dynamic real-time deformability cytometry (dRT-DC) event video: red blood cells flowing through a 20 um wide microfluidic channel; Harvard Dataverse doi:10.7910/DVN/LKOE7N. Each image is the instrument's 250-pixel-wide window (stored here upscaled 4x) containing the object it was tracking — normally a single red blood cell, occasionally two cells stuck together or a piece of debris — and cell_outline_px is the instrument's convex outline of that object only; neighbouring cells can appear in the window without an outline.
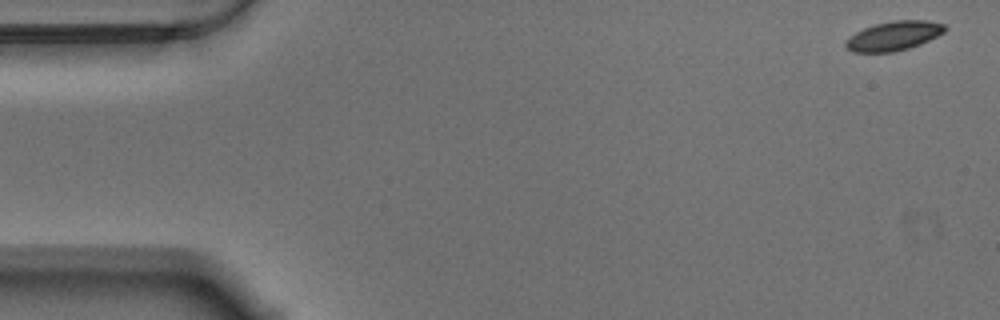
{"species": "Egyptian fruit bat (a non-hibernating species)", "species_latin": "Rousettus aegyptiacus", "temperature_condition": "warm", "stored_images_in_passage": 54, "camera_frame_rate_fps": 3000, "um_per_image_px": 0.085, "animal": {"sex": "male"}, "frame": {"image": 1, "passage_image": 1, "time_ms": 0.0, "image_size_px": [1000, 320], "cell_outline_px": [[948, 28], [944, 32], [920, 44], [908, 48], [892, 52], [852, 52], [844, 44], [844, 40], [856, 32], [864, 28], [876, 24], [892, 20], [924, 20], [944, 24]], "centroid_in_image_um": [75.95, 3.04], "position_along_channel_um": 9.0, "area_um2": 16.82}}
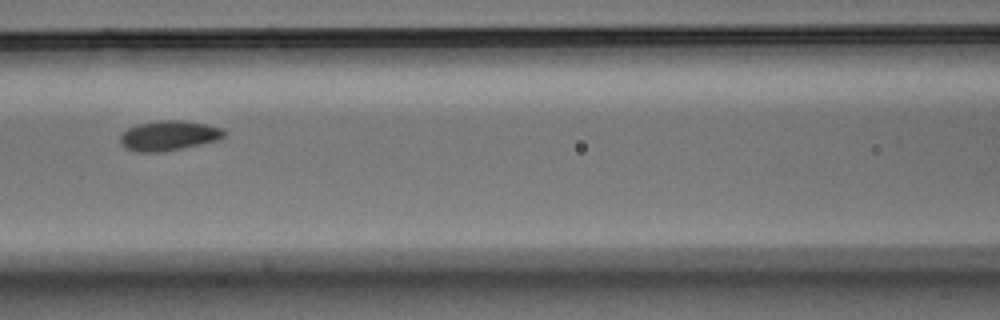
{"frame": {"image": 2, "passage_image": 24, "time_ms": 7.667, "image_size_px": [1000, 320], "cell_outline_px": [[224, 136], [220, 140], [164, 152], [136, 152], [124, 148], [120, 144], [120, 136], [128, 128], [136, 124], [160, 120], [184, 120], [224, 128]], "centroid_in_image_um": [14.33, 11.53], "position_along_channel_um": 152.3, "area_um2": 18.32}}
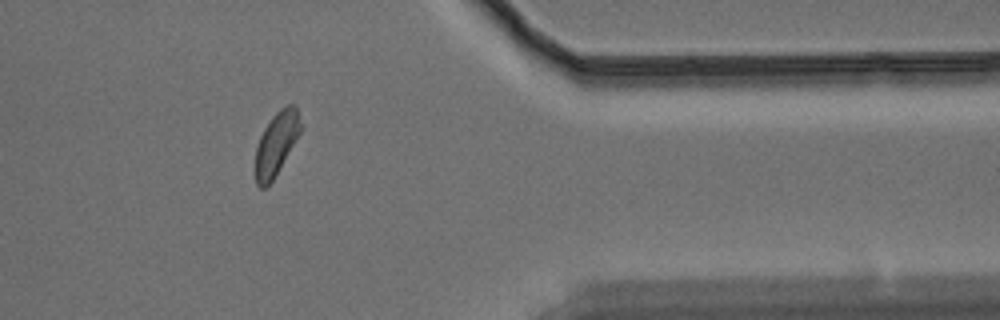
{"frame": {"image": 3, "passage_image": 46, "time_ms": 15.0, "image_size_px": [1000, 320], "cell_outline_px": [[300, 132], [272, 180], [264, 188], [260, 188], [256, 184], [256, 148], [260, 136], [264, 128], [272, 116], [280, 108], [288, 104], [296, 104], [300, 124]], "centroid_in_image_um": [23.47, 12.17], "position_along_channel_um": 387.9, "area_um2": 16.13}}